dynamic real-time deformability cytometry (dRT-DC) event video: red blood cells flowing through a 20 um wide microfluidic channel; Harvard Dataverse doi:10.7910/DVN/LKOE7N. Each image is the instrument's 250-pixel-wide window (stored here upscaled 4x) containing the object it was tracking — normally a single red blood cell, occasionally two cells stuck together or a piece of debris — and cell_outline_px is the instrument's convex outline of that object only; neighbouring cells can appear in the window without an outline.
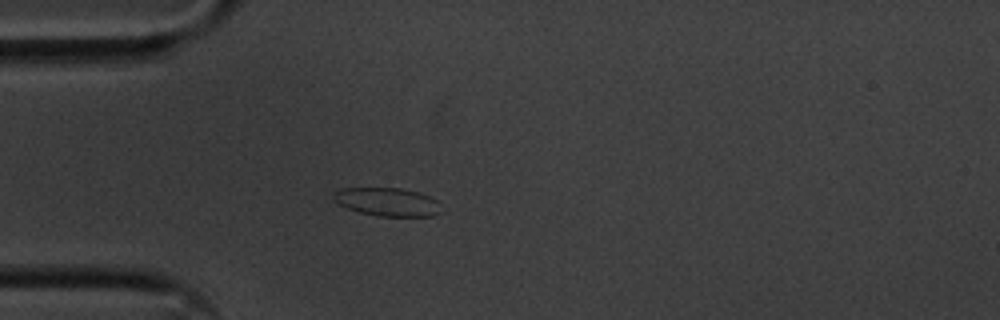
{"species": "common noctule bat (a hibernating species)", "species_latin": "Nyctalus noctula", "temperature_condition": "cold", "stored_images_in_passage": 41, "camera_frame_rate_fps": 3000, "um_per_image_px": 0.085, "animal": {"sex": "male", "body_mass_g": 20.1, "forearm_length_mm": 53.5}, "frame": {"image": 1, "passage_image": 1, "time_ms": 0.0, "image_size_px": [1000, 320], "cell_outline_px": [[444, 212], [432, 216], [380, 216], [360, 212], [348, 208], [340, 204], [332, 196], [332, 192], [340, 188], [400, 188], [420, 192], [440, 200]], "centroid_in_image_um": [33.02, 17.15], "position_along_channel_um": 52.0, "area_um2": 18.09}}
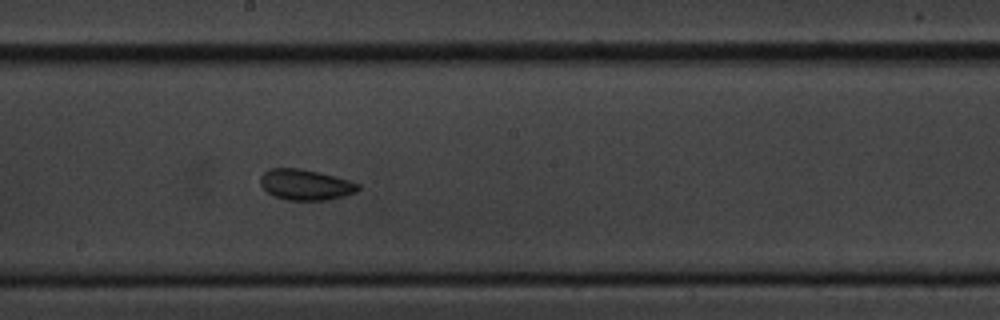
{"frame": {"image": 2, "passage_image": 16, "time_ms": 5.0, "image_size_px": [1000, 320], "cell_outline_px": [[360, 188], [356, 192], [344, 196], [328, 200], [288, 200], [272, 196], [260, 184], [260, 176], [268, 168], [300, 168], [320, 172], [336, 176], [360, 184]], "centroid_in_image_um": [25.97, 15.69], "position_along_channel_um": 222.2, "area_um2": 17.69}}
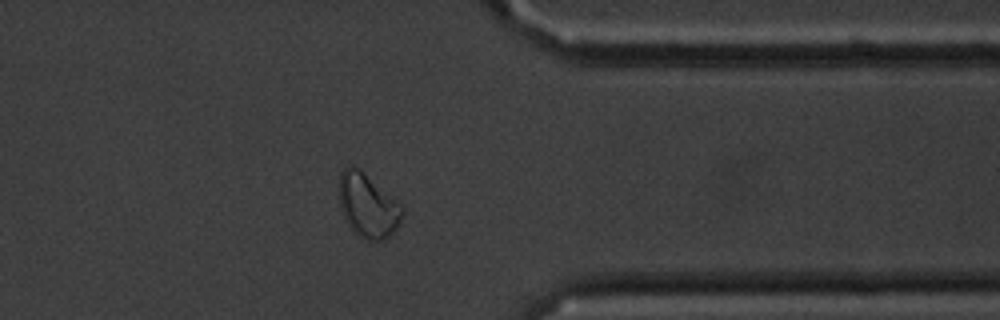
{"frame": {"image": 3, "passage_image": 30, "time_ms": 9.667, "image_size_px": [1000, 320], "cell_outline_px": [[404, 212], [400, 224], [384, 240], [364, 240], [348, 224], [344, 216], [340, 204], [336, 184], [340, 172], [344, 168], [352, 164], [360, 168], [396, 200], [404, 208]], "centroid_in_image_um": [31.23, 17.42], "position_along_channel_um": 380.2, "area_um2": 23.76}, "authors_computed_cell_mechanics": {"area_um2": 17.8024, "velocity_mm_per_s": 3.571, "shape_relaxation_time_tau1_ms": 5.4176, "shape_relaxation_time_tau2_ms": 1.8338, "deformation_change_tau1": 0.0652, "deformation_change_tau2": 0.0554}}